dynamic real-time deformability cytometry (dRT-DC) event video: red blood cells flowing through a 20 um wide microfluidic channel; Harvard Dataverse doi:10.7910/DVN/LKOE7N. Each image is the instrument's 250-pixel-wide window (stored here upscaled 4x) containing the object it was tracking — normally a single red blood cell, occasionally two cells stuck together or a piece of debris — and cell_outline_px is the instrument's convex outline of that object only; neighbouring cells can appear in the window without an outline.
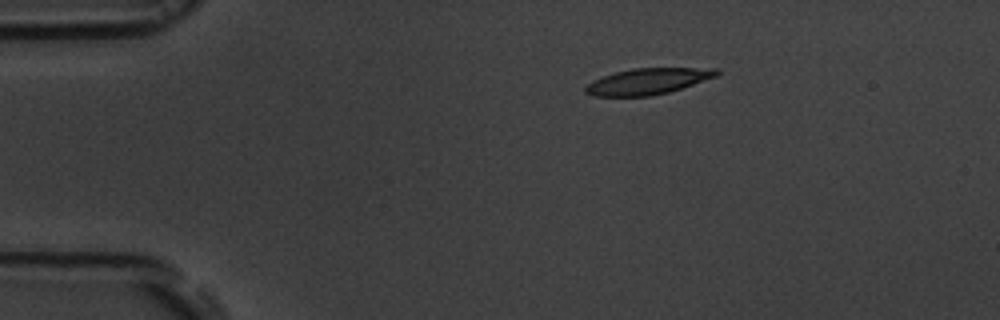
{"species": "common noctule bat (a hibernating species)", "species_latin": "Nyctalus noctula", "temperature_condition": "room temperature", "stored_images_in_passage": 2, "camera_frame_rate_fps": 3000, "um_per_image_px": 0.085, "animal": {"sex": "male", "body_mass_g": 19.5, "forearm_length_mm": 54.6}, "frame": {"image": 1, "passage_image": 1, "time_ms": 0.0, "image_size_px": [1000, 320], "cell_outline_px": [[720, 72], [716, 76], [668, 92], [652, 96], [592, 96], [584, 92], [584, 88], [592, 80], [616, 72], [632, 68], [720, 68]], "centroid_in_image_um": [55.04, 6.91], "position_along_channel_um": 30.0, "area_um2": 19.83}}